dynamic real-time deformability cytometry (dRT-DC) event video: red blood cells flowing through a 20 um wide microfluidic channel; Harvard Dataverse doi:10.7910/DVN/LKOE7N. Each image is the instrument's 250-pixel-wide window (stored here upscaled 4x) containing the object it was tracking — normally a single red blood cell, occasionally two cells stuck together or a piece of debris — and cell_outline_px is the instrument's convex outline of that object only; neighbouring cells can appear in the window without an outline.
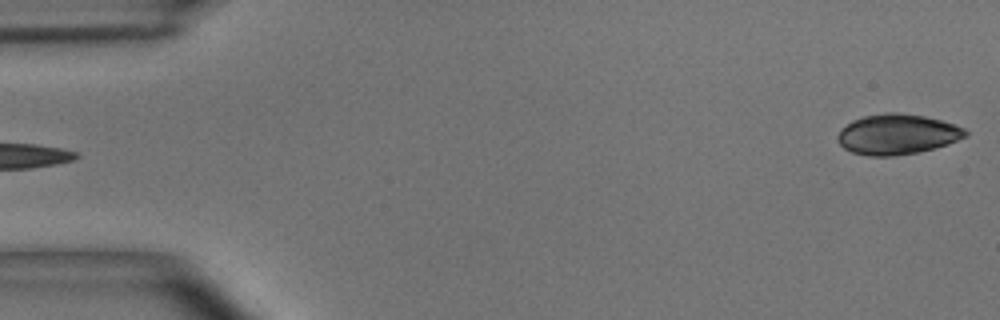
{"species": "common noctule bat (a hibernating species)", "species_latin": "Nyctalus noctula", "temperature_condition": "room temperature", "stored_images_in_passage": 5, "segment_of_instrument_passage": [2, 2], "camera_frame_rate_fps": 3000, "um_per_image_px": 0.085, "animal": {"sex": "male", "body_mass_g": 15.6}, "frame": {"image": 1, "passage_image": 5, "time_ms": 1.333, "image_size_px": [1000, 320], "cell_outline_px": [[968, 136], [948, 144], [916, 152], [892, 156], [868, 156], [852, 152], [844, 148], [840, 144], [836, 136], [852, 120], [864, 116], [884, 112], [896, 112], [924, 116], [940, 120], [964, 128], [968, 132]], "centroid_in_image_um": [76.26, 11.41], "position_along_channel_um": 8.7, "area_um2": 29.77}}